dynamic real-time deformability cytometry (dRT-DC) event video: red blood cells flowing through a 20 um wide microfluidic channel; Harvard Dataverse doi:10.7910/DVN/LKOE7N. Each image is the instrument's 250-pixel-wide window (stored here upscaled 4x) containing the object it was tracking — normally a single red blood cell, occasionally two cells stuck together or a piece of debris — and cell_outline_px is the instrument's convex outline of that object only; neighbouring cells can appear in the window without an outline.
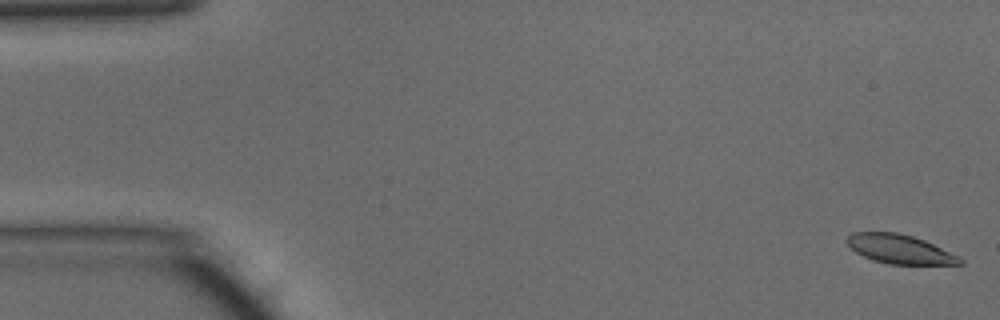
{"species": "common noctule bat (a hibernating species)", "species_latin": "Nyctalus noctula", "temperature_condition": "warm", "stored_images_in_passage": 45, "camera_frame_rate_fps": 3000, "um_per_image_px": 0.085, "animal": {"sex": "male", "body_mass_g": 15.6}, "frame": {"image": 1, "passage_image": 1, "time_ms": 0.0, "image_size_px": [1000, 320], "cell_outline_px": [[964, 264], [888, 264], [872, 260], [856, 252], [844, 240], [852, 232], [896, 232], [912, 236], [924, 240], [960, 256], [964, 260]], "centroid_in_image_um": [76.49, 21.17], "position_along_channel_um": 8.5, "area_um2": 19.13}}
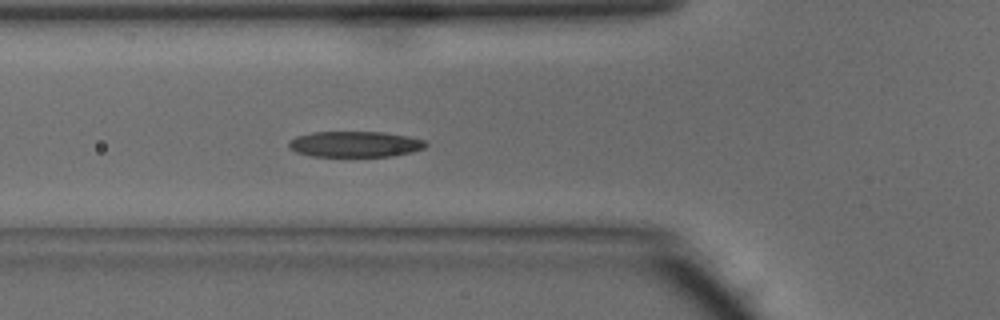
{"frame": {"image": 2, "passage_image": 17, "time_ms": 5.333, "image_size_px": [1000, 320], "cell_outline_px": [[428, 144], [424, 148], [412, 152], [392, 156], [312, 156], [296, 152], [288, 148], [288, 140], [296, 136], [312, 132], [384, 132], [408, 136], [424, 140]], "centroid_in_image_um": [30.15, 12.25], "position_along_channel_um": 95.6, "area_um2": 20.69}}
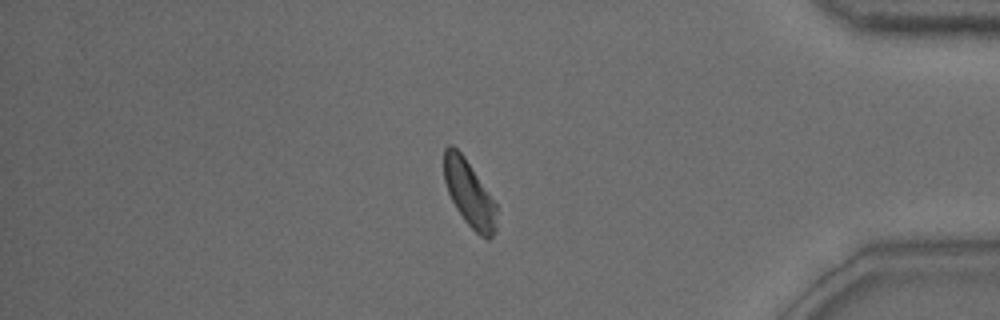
{"frame": {"image": 3, "passage_image": 41, "time_ms": 13.333, "image_size_px": [1000, 320], "cell_outline_px": [[496, 232], [488, 240], [480, 236], [464, 220], [456, 208], [448, 192], [444, 180], [444, 148], [448, 144], [452, 144], [464, 156], [496, 204]], "centroid_in_image_um": [39.87, 16.45], "position_along_channel_um": 395.3, "area_um2": 20.06}}